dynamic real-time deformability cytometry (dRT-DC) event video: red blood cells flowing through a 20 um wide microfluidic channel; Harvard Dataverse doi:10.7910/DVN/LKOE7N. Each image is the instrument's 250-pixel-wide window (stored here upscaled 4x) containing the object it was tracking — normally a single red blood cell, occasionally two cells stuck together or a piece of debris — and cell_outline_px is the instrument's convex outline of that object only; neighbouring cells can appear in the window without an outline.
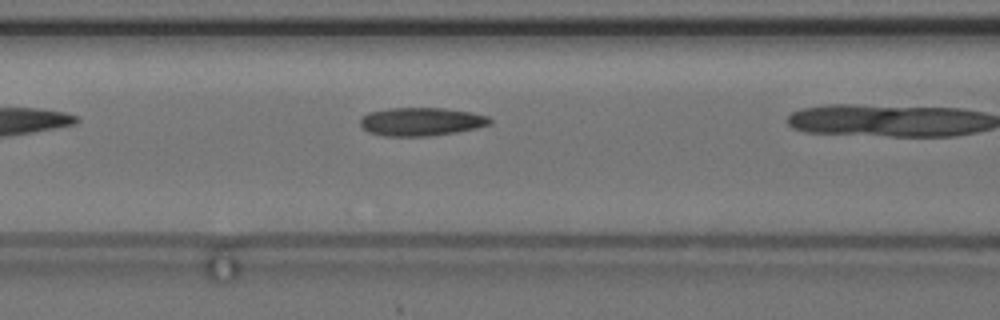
{"species": "common noctule bat (a hibernating species)", "species_latin": "Nyctalus noctula", "temperature_condition": "cold", "stored_images_in_passage": 14, "camera_frame_rate_fps": 3000, "um_per_image_px": 0.085, "animal": {"sex": "female", "body_mass_g": 24.6, "forearm_length_mm": 56.2}, "frame": {"image": 1, "passage_image": 3, "time_ms": 0.667, "image_size_px": [1000, 320], "cell_outline_px": [[492, 124], [476, 128], [456, 132], [428, 136], [384, 136], [368, 132], [360, 124], [360, 116], [368, 112], [388, 108], [444, 108], [472, 112], [488, 116], [492, 120]], "centroid_in_image_um": [35.79, 10.33], "position_along_channel_um": 130.8, "area_um2": 21.56}}